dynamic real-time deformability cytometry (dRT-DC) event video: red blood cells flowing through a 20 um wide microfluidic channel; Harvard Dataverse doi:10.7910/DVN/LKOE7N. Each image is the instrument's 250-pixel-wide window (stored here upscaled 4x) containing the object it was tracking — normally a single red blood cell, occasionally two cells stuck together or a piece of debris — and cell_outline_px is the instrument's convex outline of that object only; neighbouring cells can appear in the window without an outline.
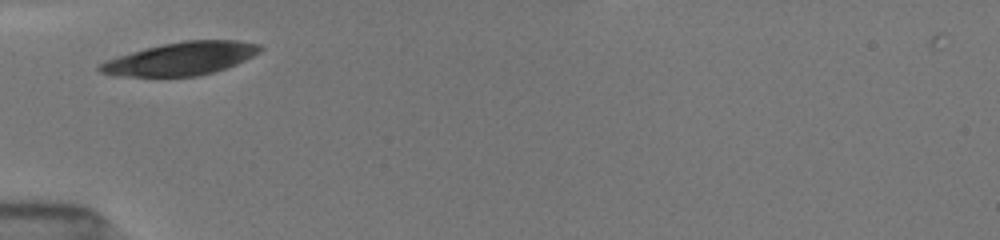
{"species": "common noctule bat (a hibernating species)", "species_latin": "Nyctalus noctula", "temperature_condition": "room temperature", "stored_images_in_passage": 2, "camera_frame_rate_fps": 3000, "um_per_image_px": 0.085, "animal": {"sex": "female", "body_mass_g": 19.5, "forearm_length_mm": 54.1}, "frame": {"image": 1, "passage_image": 1, "time_ms": 0.0, "image_size_px": [1000, 240], "cell_outline_px": [[264, 48], [260, 52], [236, 64], [200, 76], [116, 76], [100, 72], [96, 68], [96, 64], [104, 60], [144, 48], [184, 40], [236, 40], [260, 44]], "centroid_in_image_um": [15.33, 4.98], "position_along_channel_um": 69.7, "area_um2": 30.87}}